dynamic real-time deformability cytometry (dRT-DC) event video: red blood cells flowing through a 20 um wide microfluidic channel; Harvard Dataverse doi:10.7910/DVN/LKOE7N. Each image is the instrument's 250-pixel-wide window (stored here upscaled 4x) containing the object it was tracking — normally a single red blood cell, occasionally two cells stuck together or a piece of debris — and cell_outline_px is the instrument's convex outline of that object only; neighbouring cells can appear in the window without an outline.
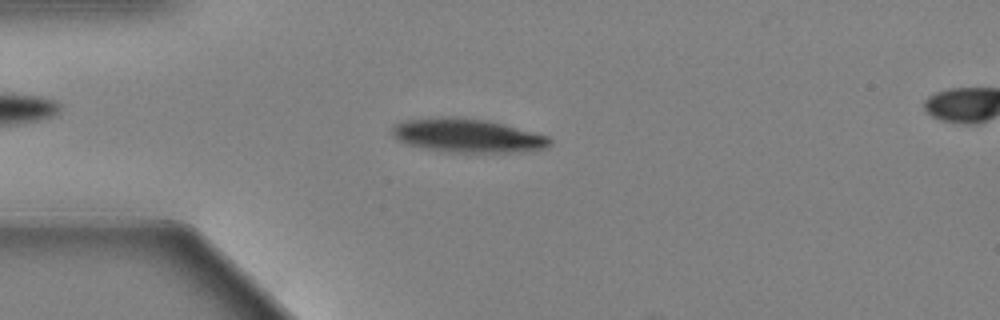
{"species": "Egyptian fruit bat (a non-hibernating species)", "species_latin": "Rousettus aegyptiacus", "temperature_condition": "warm", "stored_images_in_passage": 53, "camera_frame_rate_fps": 3000, "um_per_image_px": 0.085, "animal": {"sex": "female"}, "frame": {"image": 1, "passage_image": 10, "time_ms": 3.0, "image_size_px": [1000, 320], "cell_outline_px": [[552, 144], [548, 148], [520, 152], [444, 152], [424, 148], [408, 144], [392, 136], [392, 124], [404, 120], [440, 116], [452, 116], [488, 120], [504, 124], [548, 136], [552, 140]], "centroid_in_image_um": [39.73, 11.52], "position_along_channel_um": 45.3, "area_um2": 31.33}}
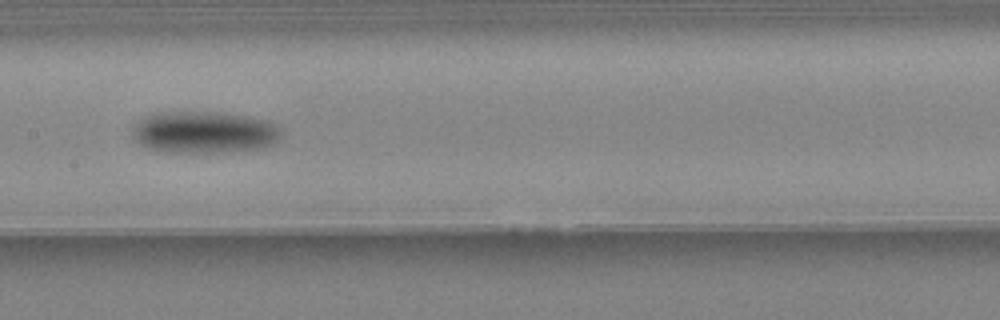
{"frame": {"image": 2, "passage_image": 24, "time_ms": 7.667, "image_size_px": [1000, 320], "cell_outline_px": [[284, 132], [272, 144], [264, 148], [232, 152], [164, 152], [148, 148], [140, 144], [132, 136], [132, 132], [136, 124], [140, 120], [156, 112], [216, 112], [244, 116], [268, 120], [280, 128]], "centroid_in_image_um": [17.38, 11.25], "position_along_channel_um": 190.0, "area_um2": 36.41}}
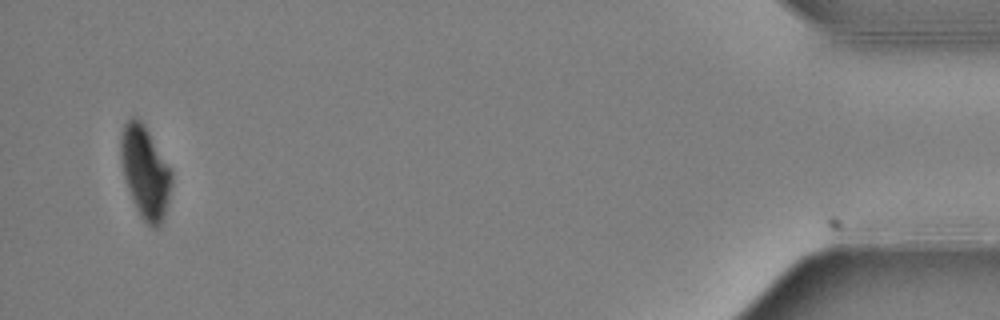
{"frame": {"image": 3, "passage_image": 51, "time_ms": 16.667, "image_size_px": [1000, 320], "cell_outline_px": [[172, 184], [164, 216], [160, 228], [152, 228], [140, 216], [132, 200], [124, 180], [120, 156], [120, 136], [124, 124], [132, 116], [136, 116], [144, 124], [168, 164], [172, 172]], "centroid_in_image_um": [12.32, 14.63], "position_along_channel_um": 422.9, "area_um2": 27.46}}